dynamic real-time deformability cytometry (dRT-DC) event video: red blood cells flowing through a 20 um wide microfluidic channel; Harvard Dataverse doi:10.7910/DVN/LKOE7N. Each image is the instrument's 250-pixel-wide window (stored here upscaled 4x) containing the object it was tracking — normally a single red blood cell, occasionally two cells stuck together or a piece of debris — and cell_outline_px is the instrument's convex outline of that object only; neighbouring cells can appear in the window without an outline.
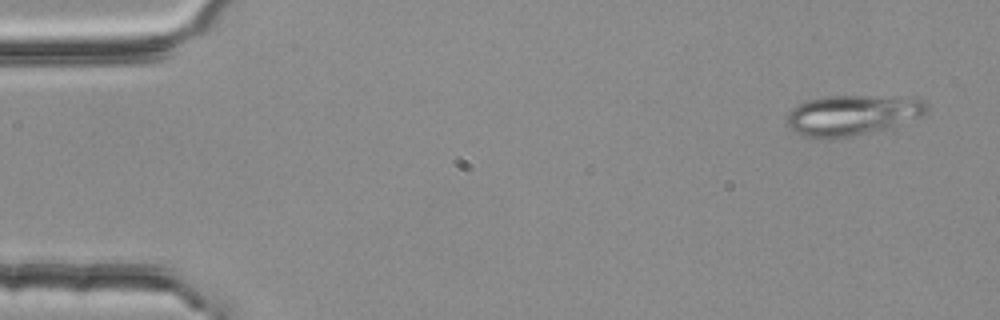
{"species": "common noctule bat (a hibernating species)", "species_latin": "Nyctalus noctula", "temperature_condition": "room temperature", "stored_images_in_passage": 4, "camera_frame_rate_fps": 3000, "um_per_image_px": 0.085, "animal": {"sex": "female", "body_mass_g": 25.1}, "frame": {"image": 1, "passage_image": 1, "time_ms": 0.0, "image_size_px": [1000, 320], "cell_outline_px": [[928, 108], [924, 116], [872, 132], [852, 136], [828, 140], [824, 140], [804, 136], [796, 132], [788, 124], [788, 112], [792, 108], [808, 100], [824, 96], [872, 96], [924, 100], [928, 104]], "centroid_in_image_um": [72.42, 9.8], "position_along_channel_um": 12.6, "area_um2": 32.66}}